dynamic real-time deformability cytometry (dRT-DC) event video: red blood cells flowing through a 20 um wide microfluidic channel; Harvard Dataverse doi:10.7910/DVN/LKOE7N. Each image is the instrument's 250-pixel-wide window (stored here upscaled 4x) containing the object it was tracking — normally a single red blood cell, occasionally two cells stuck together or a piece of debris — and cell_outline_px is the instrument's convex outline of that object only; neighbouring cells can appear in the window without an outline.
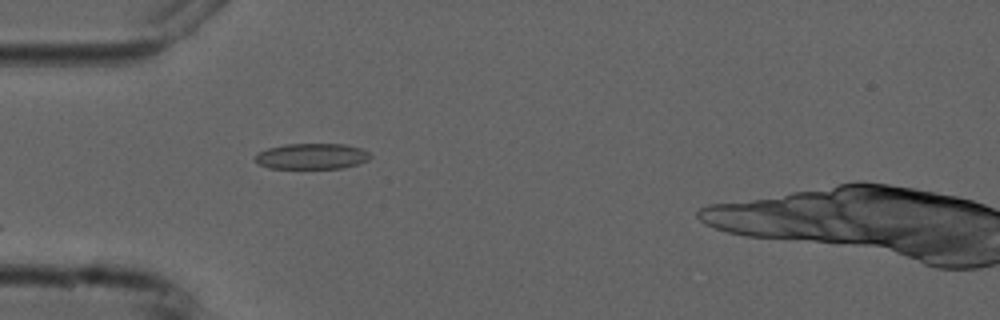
{"species": "common noctule bat (a hibernating species)", "species_latin": "Nyctalus noctula", "temperature_condition": "cold", "stored_images_in_passage": 4, "camera_frame_rate_fps": 3000, "um_per_image_px": 0.085, "animal": {"sex": "male", "forearm_length_mm": 52.5}, "frame": {"image": 1, "passage_image": 4, "time_ms": 3.333, "image_size_px": [1000, 320], "cell_outline_px": [[372, 156], [368, 160], [344, 168], [268, 168], [260, 164], [256, 160], [256, 156], [260, 152], [268, 148], [284, 144], [344, 144], [360, 148], [368, 152]], "centroid_in_image_um": [26.53, 13.28], "position_along_channel_um": 58.5, "area_um2": 17.11}}